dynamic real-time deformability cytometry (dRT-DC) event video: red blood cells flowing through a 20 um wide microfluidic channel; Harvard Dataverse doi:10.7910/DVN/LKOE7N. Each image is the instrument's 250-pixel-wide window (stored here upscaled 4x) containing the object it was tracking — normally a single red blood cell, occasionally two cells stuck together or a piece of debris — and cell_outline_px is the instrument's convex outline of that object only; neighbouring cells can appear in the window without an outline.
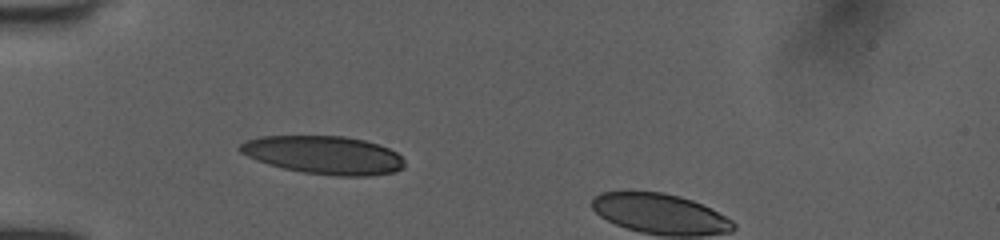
{"species": "human", "species_latin": "Homo sapiens", "temperature_condition": "room temperature", "stored_images_in_passage": 33, "camera_frame_rate_fps": 3000, "um_per_image_px": 0.085, "donor": {"sex": "female"}, "frame": {"image": 1, "passage_image": 1, "time_ms": 0.0, "image_size_px": [1000, 240], "cell_outline_px": [[404, 168], [396, 172], [368, 176], [336, 176], [304, 172], [284, 168], [268, 164], [256, 160], [240, 152], [240, 144], [248, 140], [260, 136], [344, 136], [364, 140], [380, 144], [396, 152], [404, 160]], "centroid_in_image_um": [27.57, 13.18], "position_along_channel_um": 57.4, "area_um2": 36.59}}
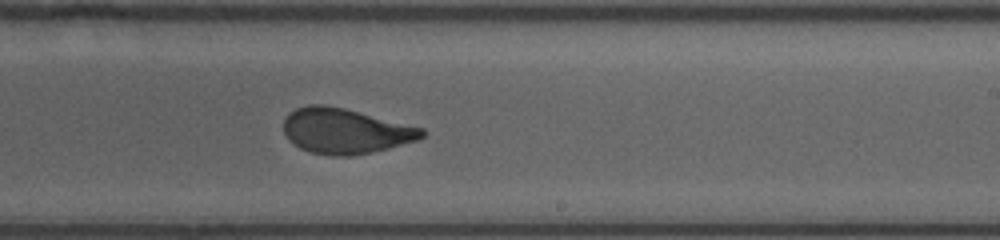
{"frame": {"image": 2, "passage_image": 17, "time_ms": 5.333, "image_size_px": [1000, 240], "cell_outline_px": [[424, 136], [416, 140], [388, 148], [372, 152], [352, 156], [332, 156], [312, 152], [300, 148], [292, 144], [288, 140], [284, 132], [284, 116], [288, 112], [296, 108], [308, 104], [324, 104], [344, 108], [424, 128]], "centroid_in_image_um": [29.3, 11.13], "position_along_channel_um": 259.7, "area_um2": 36.59}}
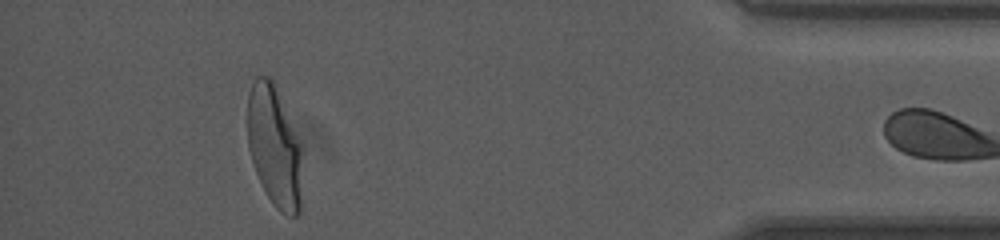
{"frame": {"image": 3, "passage_image": 32, "time_ms": 10.333, "image_size_px": [1000, 240], "cell_outline_px": [[300, 212], [296, 216], [292, 216], [280, 212], [272, 204], [256, 172], [248, 148], [248, 92], [256, 76], [268, 76], [272, 80], [276, 88], [300, 140]], "centroid_in_image_um": [23.3, 12.43], "position_along_channel_um": 411.9, "area_um2": 38.09}}